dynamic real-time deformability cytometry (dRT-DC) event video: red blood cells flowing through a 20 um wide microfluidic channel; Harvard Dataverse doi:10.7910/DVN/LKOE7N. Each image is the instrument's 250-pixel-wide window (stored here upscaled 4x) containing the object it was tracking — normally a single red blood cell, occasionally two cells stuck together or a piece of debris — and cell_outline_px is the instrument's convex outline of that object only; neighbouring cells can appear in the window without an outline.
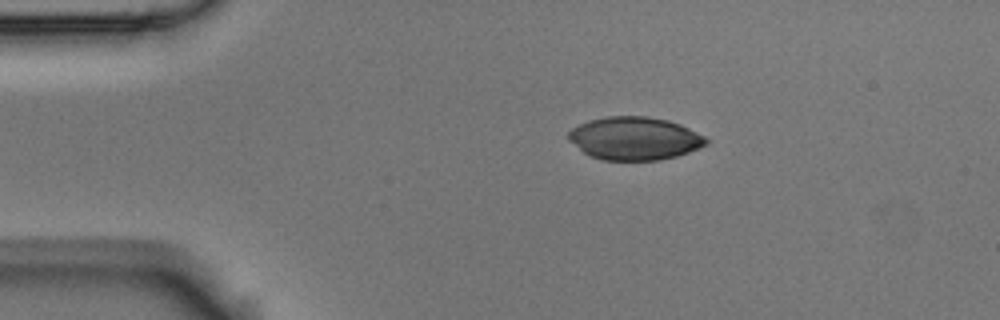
{"species": "Egyptian fruit bat (a non-hibernating species)", "species_latin": "Rousettus aegyptiacus", "temperature_condition": "room temperature", "stored_images_in_passage": 47, "camera_frame_rate_fps": 3000, "um_per_image_px": 0.085, "animal": {"sex": "male"}, "frame": {"image": 1, "passage_image": 1, "time_ms": 0.0, "image_size_px": [1000, 320], "cell_outline_px": [[712, 140], [708, 144], [700, 148], [676, 156], [660, 160], [600, 160], [584, 152], [568, 140], [568, 132], [572, 128], [588, 120], [604, 116], [648, 116], [668, 120], [680, 124]], "centroid_in_image_um": [53.96, 11.76], "position_along_channel_um": 31.0, "area_um2": 34.68}}
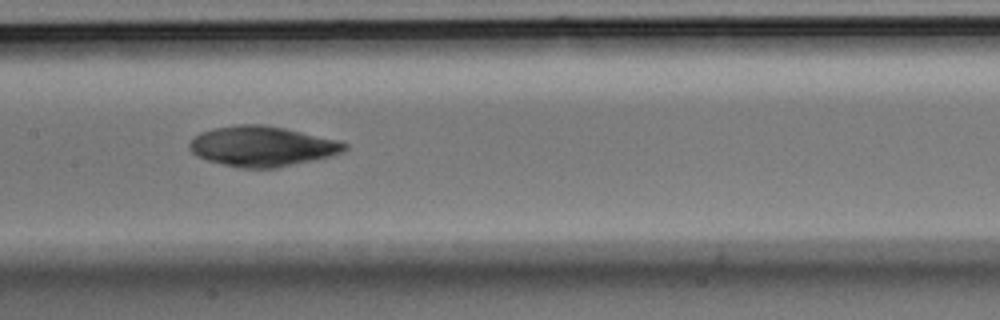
{"frame": {"image": 2, "passage_image": 18, "time_ms": 5.667, "image_size_px": [1000, 320], "cell_outline_px": [[348, 148], [340, 152], [328, 156], [276, 168], [240, 168], [208, 160], [196, 156], [188, 148], [188, 144], [200, 132], [216, 128], [236, 124], [264, 124], [284, 128], [340, 140], [348, 144]], "centroid_in_image_um": [22.27, 12.42], "position_along_channel_um": 185.1, "area_um2": 36.07}}
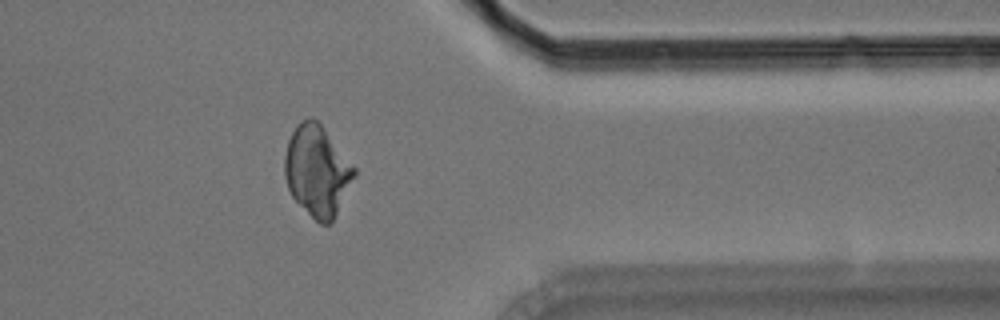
{"frame": {"image": 3, "passage_image": 36, "time_ms": 11.667, "image_size_px": [1000, 320], "cell_outline_px": [[356, 176], [332, 220], [328, 224], [320, 224], [292, 196], [288, 188], [284, 176], [284, 156], [288, 140], [296, 124], [300, 120], [308, 116], [312, 116], [324, 128], [356, 168]], "centroid_in_image_um": [26.94, 14.47], "position_along_channel_um": 384.5, "area_um2": 36.59}}